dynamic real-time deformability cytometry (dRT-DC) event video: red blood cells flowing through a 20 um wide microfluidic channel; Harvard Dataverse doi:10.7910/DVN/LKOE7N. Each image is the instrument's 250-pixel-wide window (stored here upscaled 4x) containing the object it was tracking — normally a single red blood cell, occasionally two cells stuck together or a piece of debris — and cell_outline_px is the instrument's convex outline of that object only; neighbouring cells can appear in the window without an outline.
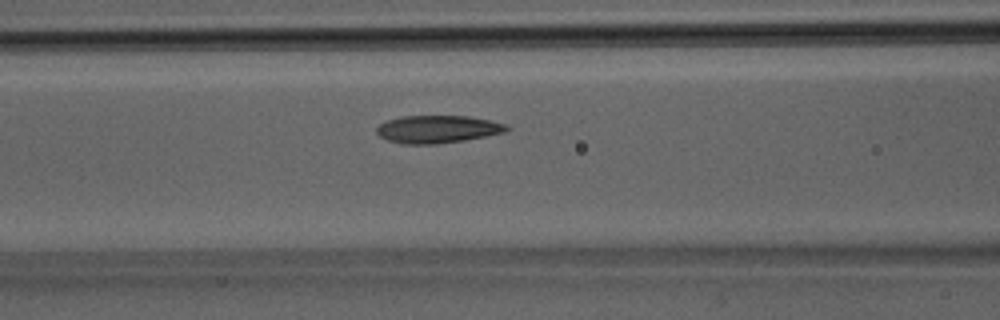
{"species": "Egyptian fruit bat (a non-hibernating species)", "species_latin": "Rousettus aegyptiacus", "temperature_condition": "room temperature", "stored_images_in_passage": 31, "camera_frame_rate_fps": 3000, "um_per_image_px": 0.085, "animal": {"sex": "male"}, "frame": {"image": 1, "passage_image": 9, "time_ms": 2.667, "image_size_px": [1000, 320], "cell_outline_px": [[512, 128], [508, 132], [464, 140], [436, 144], [404, 144], [388, 140], [380, 136], [376, 132], [376, 128], [380, 124], [388, 120], [404, 116], [468, 116], [488, 120], [504, 124]], "centroid_in_image_um": [37.22, 10.98], "position_along_channel_um": 129.4, "area_um2": 20.87}}
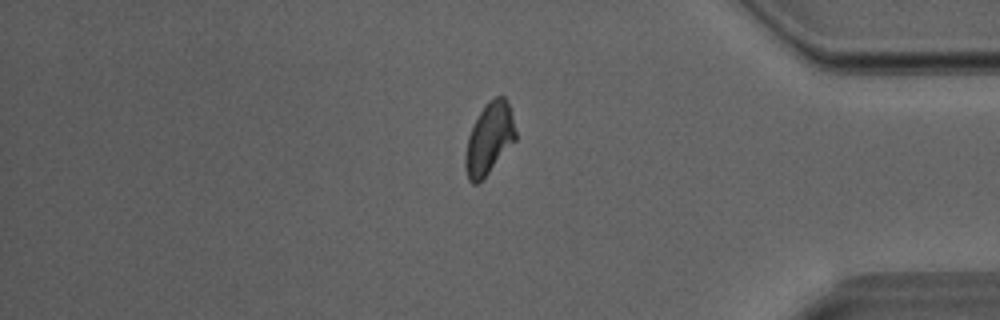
{"frame": {"image": 2, "passage_image": 25, "time_ms": 8.0, "image_size_px": [1000, 320], "cell_outline_px": [[516, 140], [488, 172], [476, 184], [472, 184], [468, 180], [464, 168], [464, 156], [468, 136], [480, 112], [488, 100], [496, 96], [504, 96], [508, 104], [512, 116], [516, 132]], "centroid_in_image_um": [41.56, 11.79], "position_along_channel_um": 393.6, "area_um2": 20.63}}
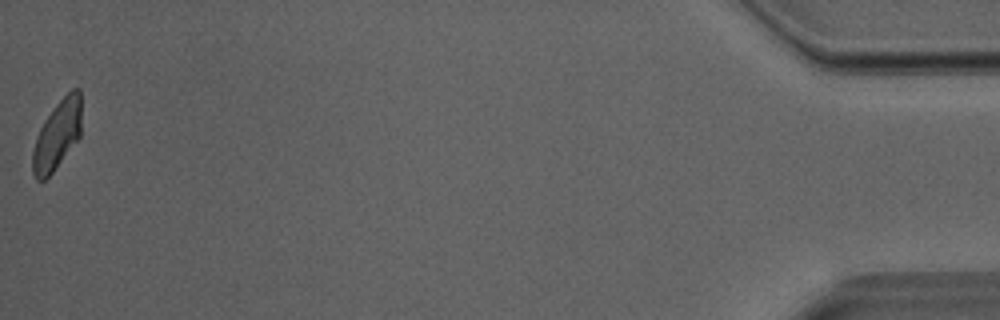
{"frame": {"image": 3, "passage_image": 31, "time_ms": 10.0, "image_size_px": [1000, 320], "cell_outline_px": [[80, 136], [52, 172], [44, 180], [36, 180], [32, 172], [32, 152], [40, 128], [44, 120], [56, 104], [72, 88], [80, 88]], "centroid_in_image_um": [4.84, 11.47], "position_along_channel_um": 430.4, "area_um2": 19.25}}